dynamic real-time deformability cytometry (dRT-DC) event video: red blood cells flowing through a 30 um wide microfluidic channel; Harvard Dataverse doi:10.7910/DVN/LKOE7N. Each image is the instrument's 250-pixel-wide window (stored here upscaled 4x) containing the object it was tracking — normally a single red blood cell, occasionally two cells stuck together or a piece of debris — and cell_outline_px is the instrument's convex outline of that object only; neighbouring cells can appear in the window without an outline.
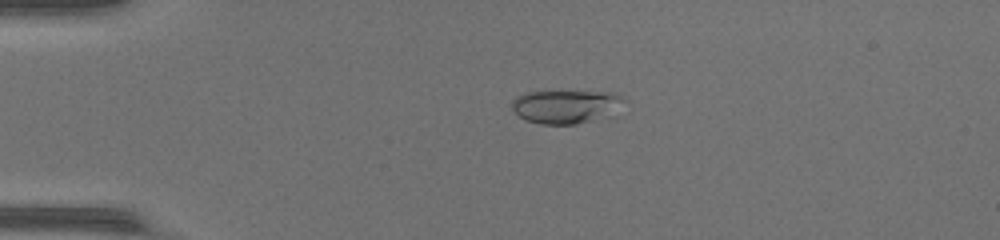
{"species": "common noctule bat (a hibernating species)", "species_latin": "Nyctalus noctula", "temperature_condition": "warm", "stored_images_in_passage": 40, "camera_frame_rate_fps": 3000, "um_per_image_px": 0.085, "animal": {"sex": "female", "body_mass_g": 17.0, "forearm_length_mm": 48.0}, "frame": {"image": 1, "passage_image": 4, "time_ms": 1.0, "image_size_px": [1000, 240], "cell_outline_px": [[624, 100], [588, 120], [576, 124], [540, 124], [524, 120], [512, 108], [512, 100], [528, 92], [612, 92], [620, 96]], "centroid_in_image_um": [47.88, 9.04], "position_along_channel_um": 37.1, "area_um2": 20.23}}
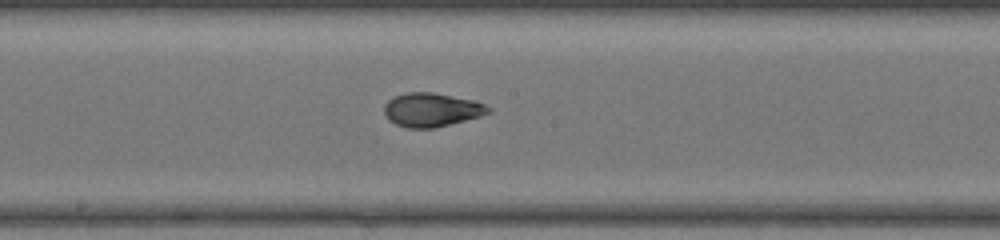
{"frame": {"image": 2, "passage_image": 19, "time_ms": 6.0, "image_size_px": [1000, 240], "cell_outline_px": [[492, 112], [480, 116], [436, 128], [408, 128], [396, 124], [388, 120], [384, 112], [384, 104], [392, 96], [404, 92], [432, 92], [476, 100], [492, 108]], "centroid_in_image_um": [36.68, 9.32], "position_along_channel_um": 211.5, "area_um2": 20.81}}
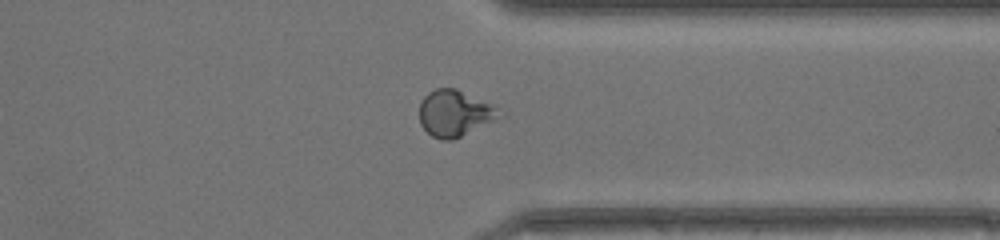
{"frame": {"image": 3, "passage_image": 30, "time_ms": 9.667, "image_size_px": [1000, 240], "cell_outline_px": [[504, 116], [452, 140], [440, 140], [432, 136], [420, 124], [420, 100], [428, 92], [436, 88], [456, 88], [496, 108]], "centroid_in_image_um": [38.6, 9.64], "position_along_channel_um": 372.8, "area_um2": 21.21}, "authors_computed_cell_mechanics": {"area_um2": 20.4323, "velocity_mm_per_s": 4.4375, "shape_relaxation_time_tau1_ms": 5.7732, "shape_relaxation_time_tau2_ms": 1.2529, "deformation_change_tau1": 0.2005, "deformation_change_tau2": 0.0669}}